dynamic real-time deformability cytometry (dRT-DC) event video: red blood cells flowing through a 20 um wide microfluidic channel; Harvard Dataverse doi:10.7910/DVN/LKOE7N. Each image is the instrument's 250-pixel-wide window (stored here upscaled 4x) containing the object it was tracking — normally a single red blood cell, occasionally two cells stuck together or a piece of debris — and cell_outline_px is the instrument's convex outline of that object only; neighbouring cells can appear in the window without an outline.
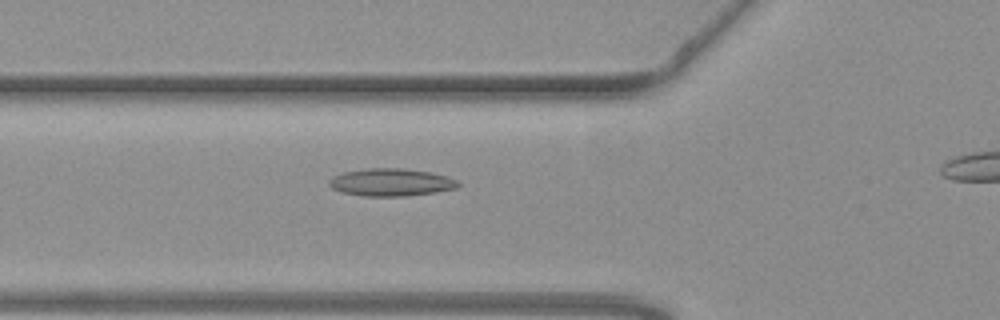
{"species": "common noctule bat (a hibernating species)", "species_latin": "Nyctalus noctula", "temperature_condition": "warm", "stored_images_in_passage": 46, "camera_frame_rate_fps": 3000, "um_per_image_px": 0.085, "animal": {"sex": "female", "body_mass_g": 19.3, "forearm_length_mm": 54.1}, "frame": {"image": 1, "passage_image": 20, "time_ms": 6.333, "image_size_px": [1000, 320], "cell_outline_px": [[460, 184], [456, 188], [436, 192], [408, 196], [364, 196], [340, 192], [332, 188], [328, 184], [328, 180], [332, 176], [344, 172], [368, 168], [404, 168], [432, 172], [448, 176], [460, 180]], "centroid_in_image_um": [33.26, 15.49], "position_along_channel_um": 92.5, "area_um2": 21.04}}
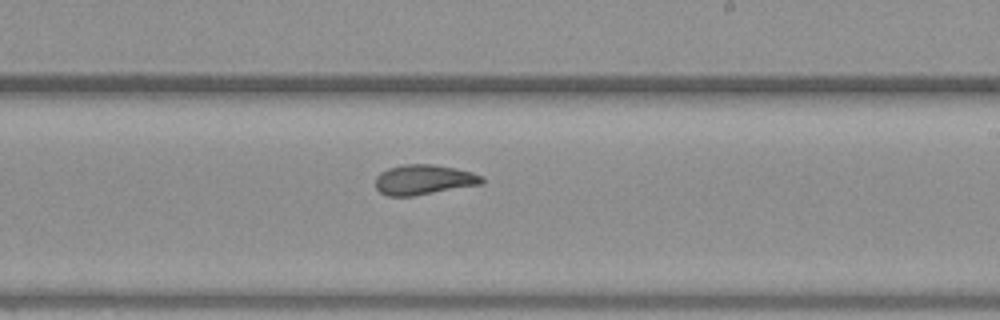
{"frame": {"image": 2, "passage_image": 33, "time_ms": 10.667, "image_size_px": [1000, 320], "cell_outline_px": [[484, 184], [412, 196], [388, 196], [380, 192], [376, 188], [376, 176], [380, 172], [388, 168], [404, 164], [432, 164], [456, 168], [472, 172], [484, 176]], "centroid_in_image_um": [36.04, 15.27], "position_along_channel_um": 253.0, "area_um2": 18.79}}
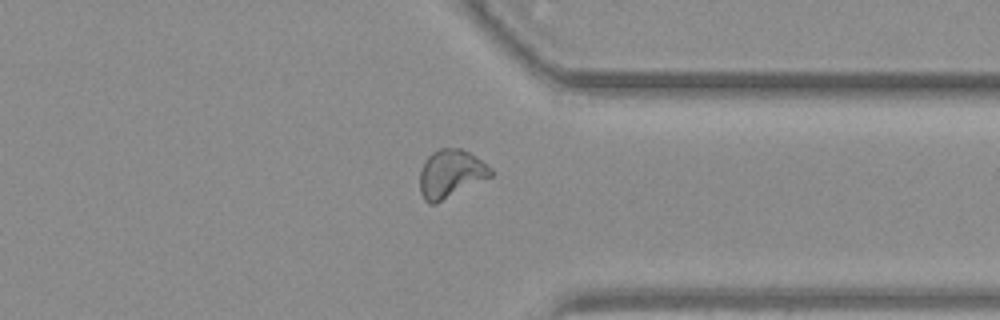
{"frame": {"image": 3, "passage_image": 43, "time_ms": 14.0, "image_size_px": [1000, 320], "cell_outline_px": [[492, 176], [436, 204], [428, 204], [424, 200], [420, 192], [420, 168], [428, 156], [432, 152], [440, 148], [460, 148], [476, 156], [492, 168]], "centroid_in_image_um": [38.3, 14.77], "position_along_channel_um": 373.1, "area_um2": 20.0}}